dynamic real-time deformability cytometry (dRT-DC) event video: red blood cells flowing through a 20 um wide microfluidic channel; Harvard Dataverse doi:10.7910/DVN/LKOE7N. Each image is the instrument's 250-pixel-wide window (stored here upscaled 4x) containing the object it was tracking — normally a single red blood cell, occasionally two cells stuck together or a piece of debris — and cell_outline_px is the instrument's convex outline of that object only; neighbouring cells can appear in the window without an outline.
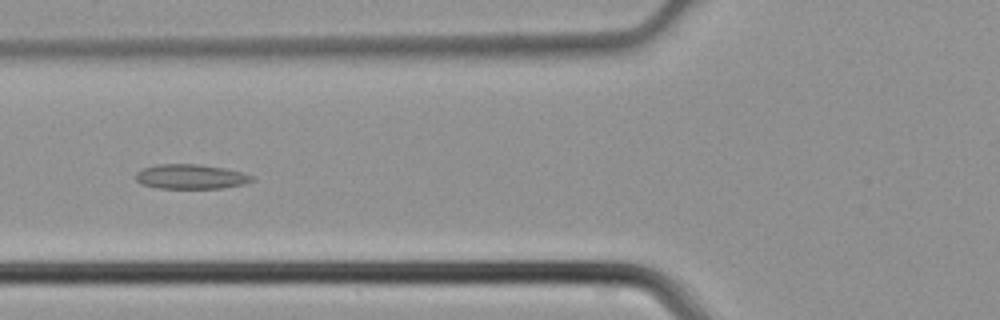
{"species": "common noctule bat (a hibernating species)", "species_latin": "Nyctalus noctula", "temperature_condition": "cold", "stored_images_in_passage": 41, "camera_frame_rate_fps": 3000, "um_per_image_px": 0.085, "animal": {"sex": "male", "body_mass_g": 21.5, "forearm_length_mm": 52.0}, "frame": {"image": 1, "passage_image": 14, "time_ms": 4.333, "image_size_px": [1000, 320], "cell_outline_px": [[256, 180], [244, 184], [224, 188], [156, 188], [140, 184], [136, 180], [136, 172], [144, 168], [160, 164], [200, 164], [224, 168], [244, 172], [252, 176]], "centroid_in_image_um": [16.24, 15.02], "position_along_channel_um": 109.6, "area_um2": 16.82}}
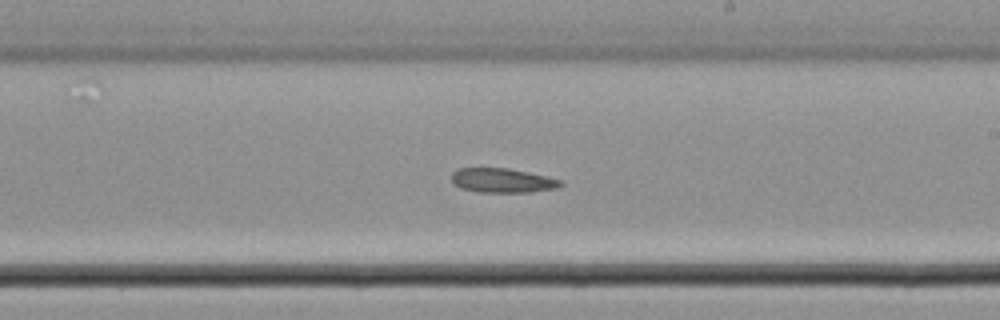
{"frame": {"image": 2, "passage_image": 23, "time_ms": 7.333, "image_size_px": [1000, 320], "cell_outline_px": [[564, 184], [556, 188], [532, 192], [480, 192], [460, 188], [452, 180], [452, 172], [456, 168], [508, 168], [548, 176], [560, 180]], "centroid_in_image_um": [42.71, 15.33], "position_along_channel_um": 246.3, "area_um2": 15.49}}
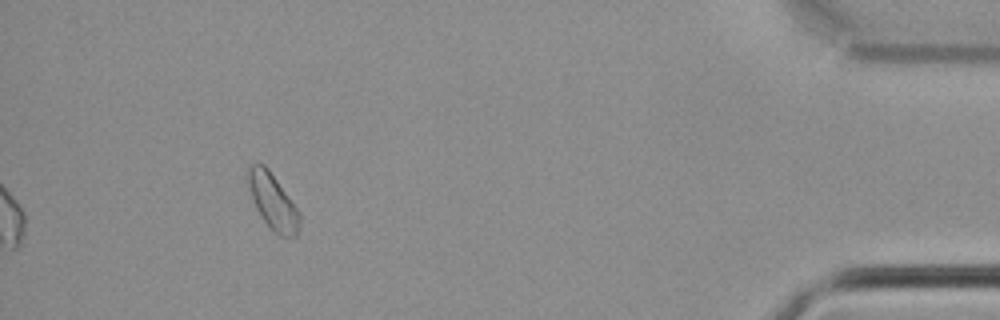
{"frame": {"image": 3, "passage_image": 38, "time_ms": 12.333, "image_size_px": [1000, 320], "cell_outline_px": [[300, 220], [296, 236], [280, 236], [272, 232], [256, 208], [244, 176], [248, 164], [264, 164], [268, 168], [300, 212]], "centroid_in_image_um": [23.14, 17.09], "position_along_channel_um": 412.1, "area_um2": 16.88}}